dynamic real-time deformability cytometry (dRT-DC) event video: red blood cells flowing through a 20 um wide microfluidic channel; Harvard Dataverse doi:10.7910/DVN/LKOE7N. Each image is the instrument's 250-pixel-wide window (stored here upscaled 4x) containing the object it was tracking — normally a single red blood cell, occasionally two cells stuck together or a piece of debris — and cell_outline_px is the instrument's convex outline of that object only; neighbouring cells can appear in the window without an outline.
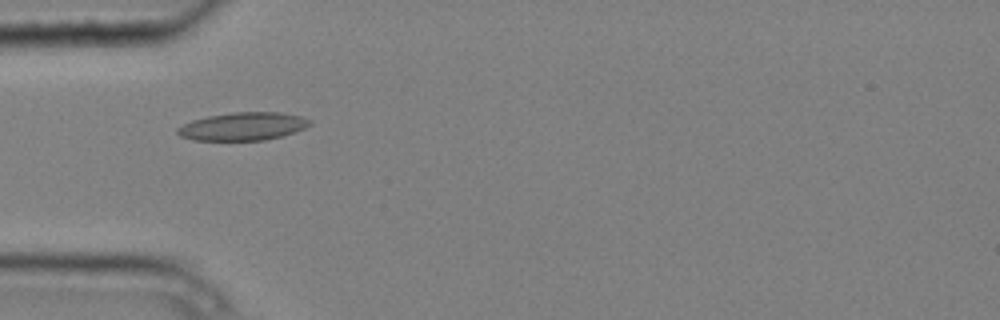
{"species": "common noctule bat (a hibernating species)", "species_latin": "Nyctalus noctula", "temperature_condition": "cold", "stored_images_in_passage": 8, "camera_frame_rate_fps": 3000, "um_per_image_px": 0.085, "animal": {"sex": "male", "body_mass_g": 20.4}, "frame": {"image": 1, "passage_image": 4, "time_ms": 1.0, "image_size_px": [1000, 320], "cell_outline_px": [[312, 124], [304, 128], [280, 136], [264, 140], [192, 140], [180, 136], [176, 132], [176, 128], [192, 120], [208, 116], [232, 112], [280, 112], [300, 116], [312, 120]], "centroid_in_image_um": [20.63, 10.73], "position_along_channel_um": 64.4, "area_um2": 21.5}}
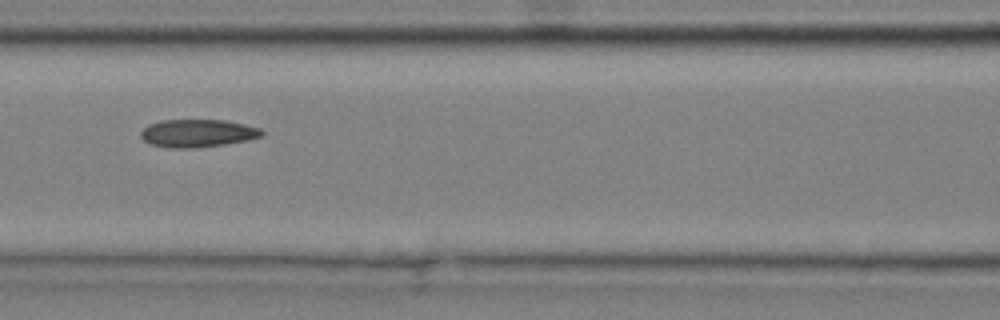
{"frame": {"image": 2, "passage_image": 6, "time_ms": 1.667, "image_size_px": [1000, 320], "cell_outline_px": [[264, 136], [248, 140], [224, 144], [192, 148], [168, 148], [148, 144], [140, 136], [140, 132], [148, 124], [160, 120], [224, 120], [244, 124], [260, 128], [264, 132]], "centroid_in_image_um": [16.78, 11.32], "position_along_channel_um": 149.8, "area_um2": 19.77}}
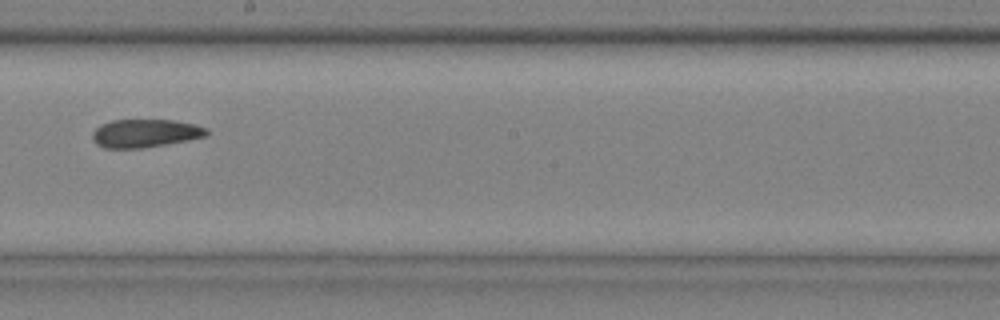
{"frame": {"image": 3, "passage_image": 8, "time_ms": 2.333, "image_size_px": [1000, 320], "cell_outline_px": [[208, 136], [188, 140], [144, 148], [104, 148], [96, 144], [92, 140], [92, 132], [100, 124], [112, 120], [172, 120], [192, 124], [208, 128]], "centroid_in_image_um": [12.31, 11.33], "position_along_channel_um": 235.9, "area_um2": 18.84}}